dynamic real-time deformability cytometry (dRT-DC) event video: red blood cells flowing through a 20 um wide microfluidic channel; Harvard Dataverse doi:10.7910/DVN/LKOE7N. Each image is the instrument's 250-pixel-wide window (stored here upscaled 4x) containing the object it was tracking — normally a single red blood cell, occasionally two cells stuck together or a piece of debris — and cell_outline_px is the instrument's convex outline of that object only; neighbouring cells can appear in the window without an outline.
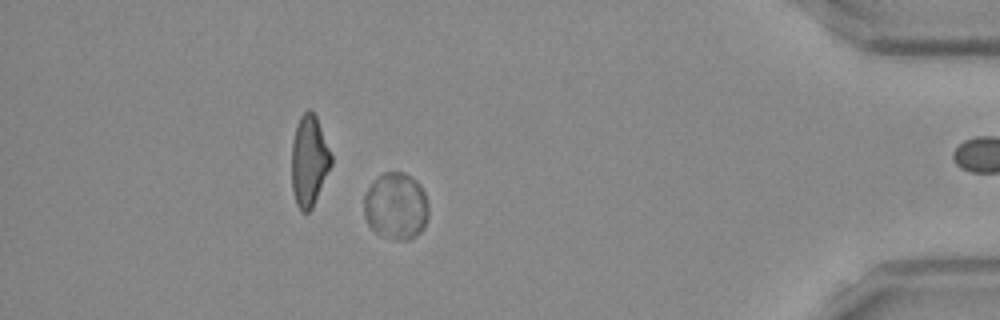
{"species": "Egyptian fruit bat (a non-hibernating species)", "species_latin": "Rousettus aegyptiacus", "temperature_condition": "room temperature", "stored_images_in_passage": 51, "camera_frame_rate_fps": 3000, "um_per_image_px": 0.085, "frame": {"image": 1, "passage_image": 44, "time_ms": 14.333, "image_size_px": [1000, 320], "cell_outline_px": [[428, 216], [424, 228], [416, 236], [408, 240], [392, 240], [376, 232], [368, 224], [364, 216], [364, 196], [368, 188], [384, 172], [404, 172], [416, 180], [420, 184], [424, 192], [428, 204]], "centroid_in_image_um": [33.67, 17.54], "position_along_channel_um": 401.5, "area_um2": 25.26}, "authors_computed_cell_mechanics": {"area_um2": 24.854, "velocity_mm_per_s": 3.8786, "shape_relaxation_time_tau1_ms": 0.8786, "shape_relaxation_time_tau2_ms": null, "deformation_change_tau1": 0.0125, "deformation_change_tau2": null}}